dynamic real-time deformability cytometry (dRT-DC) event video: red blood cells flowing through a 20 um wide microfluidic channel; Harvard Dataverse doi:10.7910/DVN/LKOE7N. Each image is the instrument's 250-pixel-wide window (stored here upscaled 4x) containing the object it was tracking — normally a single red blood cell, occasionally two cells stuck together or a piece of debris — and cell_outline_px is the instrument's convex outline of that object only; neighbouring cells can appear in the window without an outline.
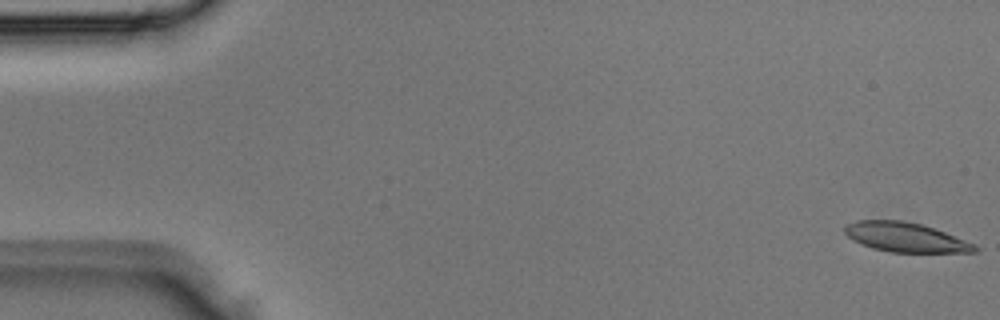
{"species": "Egyptian fruit bat (a non-hibernating species)", "species_latin": "Rousettus aegyptiacus", "temperature_condition": "room temperature", "stored_images_in_passage": 4, "camera_frame_rate_fps": 3000, "um_per_image_px": 0.085, "animal": {"sex": "male"}, "frame": {"image": 1, "passage_image": 1, "time_ms": 0.0, "image_size_px": [1000, 320], "cell_outline_px": [[980, 248], [976, 252], [892, 252], [872, 248], [860, 244], [852, 240], [844, 232], [844, 228], [848, 224], [856, 220], [904, 220], [920, 224], [944, 232], [976, 244]], "centroid_in_image_um": [76.96, 20.17], "position_along_channel_um": 8.0, "area_um2": 22.25}}
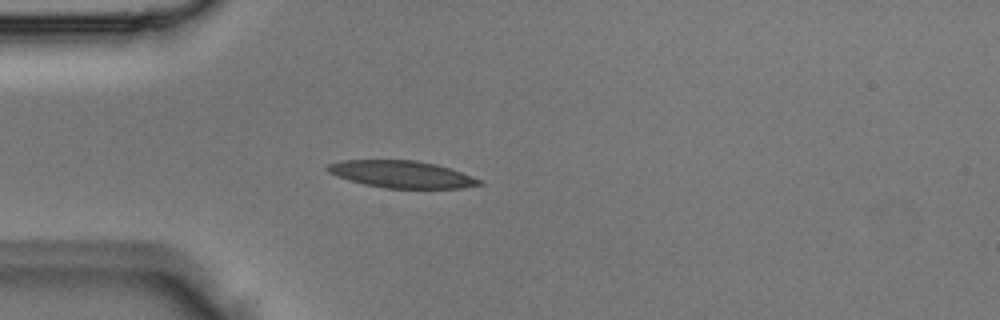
{"frame": {"image": 2, "passage_image": 4, "time_ms": 1.0, "image_size_px": [1000, 320], "cell_outline_px": [[484, 184], [460, 188], [384, 188], [364, 184], [336, 176], [328, 172], [324, 168], [328, 164], [344, 160], [416, 160], [436, 164], [484, 180]], "centroid_in_image_um": [34.13, 14.81], "position_along_channel_um": 50.9, "area_um2": 23.93}}